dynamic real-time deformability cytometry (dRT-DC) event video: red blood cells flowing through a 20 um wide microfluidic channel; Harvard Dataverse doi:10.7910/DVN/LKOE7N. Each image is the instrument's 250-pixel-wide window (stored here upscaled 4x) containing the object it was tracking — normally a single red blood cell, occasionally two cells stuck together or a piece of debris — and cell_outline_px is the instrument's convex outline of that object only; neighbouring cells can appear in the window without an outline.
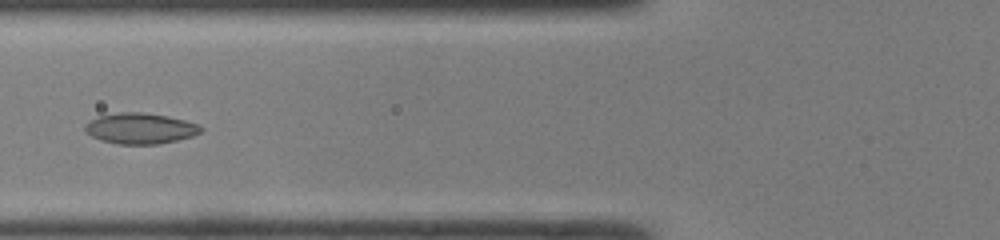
{"species": "common noctule bat (a hibernating species)", "species_latin": "Nyctalus noctula", "temperature_condition": "room temperature", "stored_images_in_passage": 23, "camera_frame_rate_fps": 3000, "um_per_image_px": 0.085, "animal": {"sex": "male", "body_mass_g": 19.0, "forearm_length_mm": 50.8}, "frame": {"image": 1, "passage_image": 7, "time_ms": 2.0, "image_size_px": [1000, 240], "cell_outline_px": [[204, 128], [200, 132], [192, 136], [160, 144], [116, 144], [100, 140], [92, 136], [84, 128], [92, 120], [100, 116], [124, 112], [140, 112], [164, 116], [184, 120], [196, 124]], "centroid_in_image_um": [11.94, 10.93], "position_along_channel_um": 113.9, "area_um2": 20.29}}